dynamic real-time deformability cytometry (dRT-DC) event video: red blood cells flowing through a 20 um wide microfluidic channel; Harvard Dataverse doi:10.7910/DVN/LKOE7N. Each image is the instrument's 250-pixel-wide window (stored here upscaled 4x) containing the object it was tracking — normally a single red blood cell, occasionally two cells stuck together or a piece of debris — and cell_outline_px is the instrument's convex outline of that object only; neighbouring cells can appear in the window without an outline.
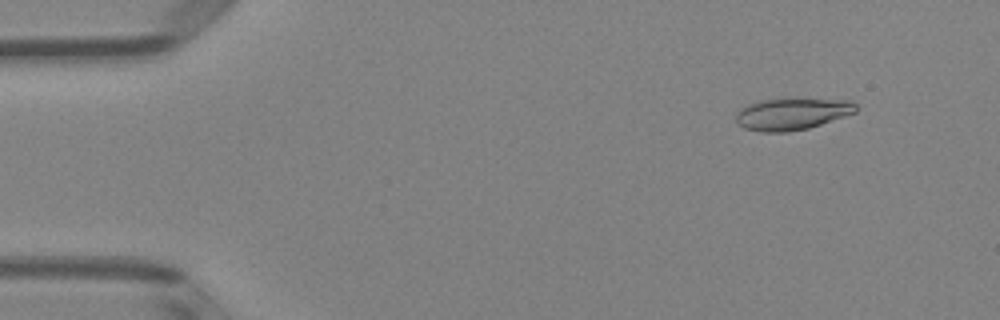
{"species": "Egyptian fruit bat (a non-hibernating species)", "species_latin": "Rousettus aegyptiacus", "temperature_condition": "room temperature", "stored_images_in_passage": 14, "camera_frame_rate_fps": 3000, "um_per_image_px": 0.085, "animal": {"sex": "female"}, "frame": {"image": 1, "passage_image": 5, "time_ms": 1.333, "image_size_px": [1000, 320], "cell_outline_px": [[856, 112], [808, 128], [788, 132], [760, 132], [744, 128], [736, 124], [736, 116], [740, 108], [748, 104], [760, 100], [852, 100], [856, 104]], "centroid_in_image_um": [67.27, 9.71], "position_along_channel_um": 17.7, "area_um2": 21.79}}